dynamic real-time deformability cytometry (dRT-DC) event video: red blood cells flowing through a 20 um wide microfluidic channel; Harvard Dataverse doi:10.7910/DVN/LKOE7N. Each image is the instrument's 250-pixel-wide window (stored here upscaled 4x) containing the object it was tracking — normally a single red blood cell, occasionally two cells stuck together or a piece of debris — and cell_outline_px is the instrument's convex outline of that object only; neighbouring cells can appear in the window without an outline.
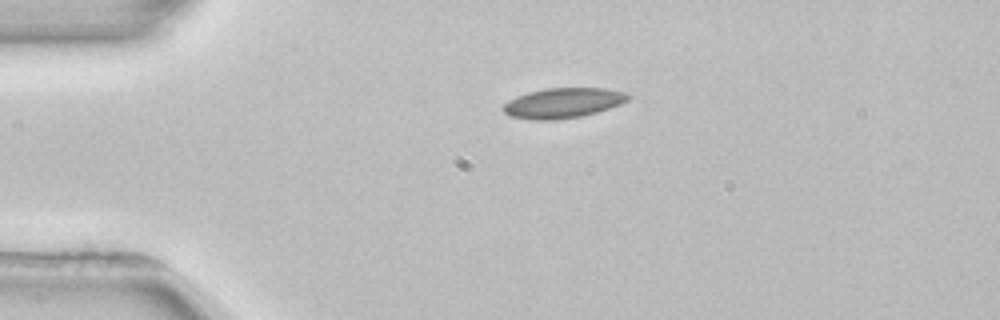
{"species": "common noctule bat (a hibernating species)", "species_latin": "Nyctalus noctula", "temperature_condition": "room temperature", "stored_images_in_passage": 2, "camera_frame_rate_fps": 3000, "um_per_image_px": 0.085, "animal": {"sex": "female", "body_mass_g": 22.7, "forearm_length_mm": 54.2}, "frame": {"image": 1, "passage_image": 1, "time_ms": 0.0, "image_size_px": [1000, 320], "cell_outline_px": [[632, 96], [628, 100], [620, 104], [596, 112], [580, 116], [552, 120], [532, 120], [508, 116], [504, 112], [504, 104], [508, 100], [516, 96], [528, 92], [544, 88], [604, 88], [624, 92]], "centroid_in_image_um": [47.83, 8.75], "position_along_channel_um": 37.2, "area_um2": 21.85}}